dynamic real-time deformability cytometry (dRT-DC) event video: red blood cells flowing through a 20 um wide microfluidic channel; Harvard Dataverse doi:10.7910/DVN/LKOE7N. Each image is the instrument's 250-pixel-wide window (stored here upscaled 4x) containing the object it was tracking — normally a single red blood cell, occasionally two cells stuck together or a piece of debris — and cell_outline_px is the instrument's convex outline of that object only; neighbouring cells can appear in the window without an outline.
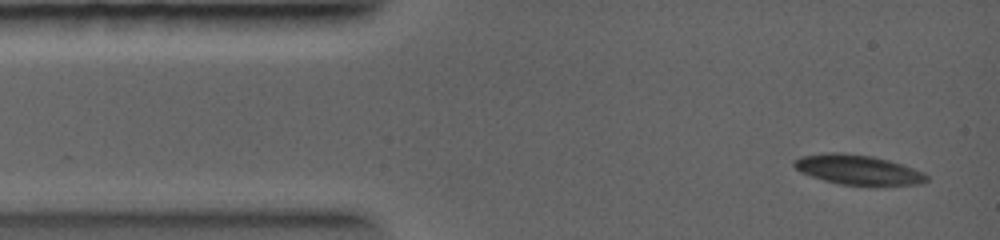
{"species": "common noctule bat (a hibernating species)", "species_latin": "Nyctalus noctula", "temperature_condition": "warm", "stored_images_in_passage": 4, "camera_frame_rate_fps": 5000, "um_per_image_px": 0.085, "animal": {"sex": "female", "body_mass_g": 19.0, "forearm_length_mm": 56.7}, "frame": {"image": 1, "passage_image": 1, "time_ms": 0.0, "image_size_px": [1000, 240], "cell_outline_px": [[928, 180], [920, 184], [840, 184], [824, 180], [800, 172], [792, 164], [792, 160], [800, 156], [824, 152], [844, 152], [872, 156], [904, 164], [924, 172], [928, 176]], "centroid_in_image_um": [72.89, 14.39], "position_along_channel_um": 12.1, "area_um2": 22.89}}